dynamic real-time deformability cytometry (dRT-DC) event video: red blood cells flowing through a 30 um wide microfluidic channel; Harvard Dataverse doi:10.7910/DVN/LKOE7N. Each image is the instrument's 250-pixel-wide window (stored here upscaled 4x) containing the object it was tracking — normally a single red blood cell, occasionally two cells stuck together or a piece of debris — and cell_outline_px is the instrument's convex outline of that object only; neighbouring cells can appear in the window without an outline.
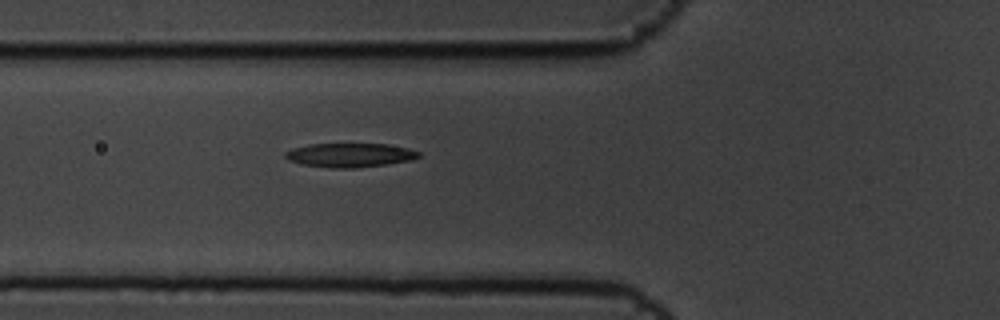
{"species": "common noctule bat (a hibernating species)", "species_latin": "Nyctalus noctula", "temperature_condition": "cold", "stored_images_in_passage": 3, "camera_frame_rate_fps": 3000, "um_per_image_px": 0.085, "animal": {"sex": "male", "body_mass_g": 19.5, "forearm_length_mm": 54.6}, "frame": {"image": 1, "passage_image": 3, "time_ms": 0.667, "image_size_px": [1000, 320], "cell_outline_px": [[420, 156], [412, 160], [356, 168], [328, 168], [300, 164], [288, 160], [284, 156], [284, 152], [292, 148], [308, 144], [388, 144], [408, 148], [420, 152]], "centroid_in_image_um": [29.7, 13.18], "position_along_channel_um": 96.1, "area_um2": 18.79}}